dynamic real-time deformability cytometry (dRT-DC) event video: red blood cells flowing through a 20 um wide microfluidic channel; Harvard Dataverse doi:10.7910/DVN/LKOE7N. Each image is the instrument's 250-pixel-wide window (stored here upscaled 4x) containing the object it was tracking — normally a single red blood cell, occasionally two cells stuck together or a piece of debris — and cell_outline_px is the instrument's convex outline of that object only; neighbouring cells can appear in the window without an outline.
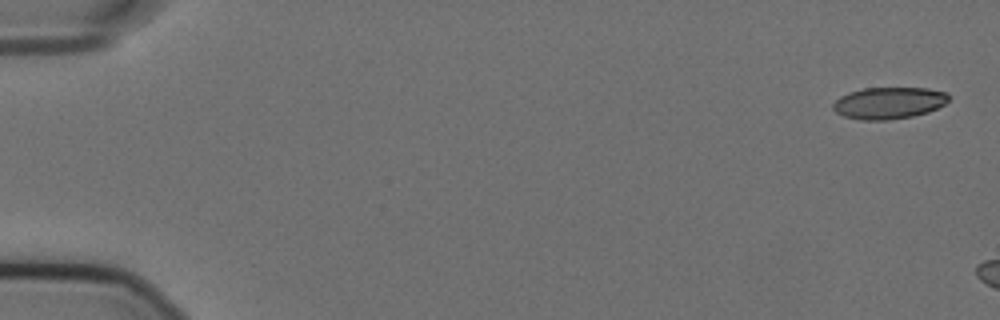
{"species": "Egyptian fruit bat (a non-hibernating species)", "species_latin": "Rousettus aegyptiacus", "temperature_condition": "cold", "stored_images_in_passage": 7, "camera_frame_rate_fps": 3000, "um_per_image_px": 0.085, "animal": {"sex": "female"}, "frame": {"image": 1, "passage_image": 1, "time_ms": 0.0, "image_size_px": [1000, 320], "cell_outline_px": [[948, 100], [944, 104], [928, 112], [912, 116], [888, 120], [860, 120], [844, 116], [836, 112], [832, 108], [832, 104], [840, 96], [848, 92], [864, 88], [928, 88], [948, 92]], "centroid_in_image_um": [75.53, 8.75], "position_along_channel_um": 9.5, "area_um2": 21.44}}